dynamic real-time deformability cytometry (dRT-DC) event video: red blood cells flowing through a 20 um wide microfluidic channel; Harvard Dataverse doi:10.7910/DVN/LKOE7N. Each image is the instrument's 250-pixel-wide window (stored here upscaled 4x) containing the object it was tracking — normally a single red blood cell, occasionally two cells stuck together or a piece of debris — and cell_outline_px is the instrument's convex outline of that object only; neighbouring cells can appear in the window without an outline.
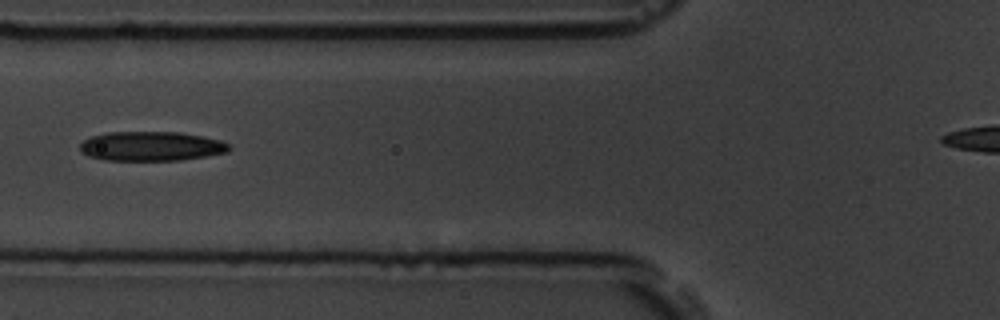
{"species": "common noctule bat (a hibernating species)", "species_latin": "Nyctalus noctula", "temperature_condition": "room temperature", "stored_images_in_passage": 9, "camera_frame_rate_fps": 3000, "um_per_image_px": 0.085, "animal": {"sex": "male", "body_mass_g": 19.5, "forearm_length_mm": 54.6}, "frame": {"image": 1, "passage_image": 6, "time_ms": 5.667, "image_size_px": [1000, 320], "cell_outline_px": [[232, 148], [228, 152], [180, 160], [104, 160], [88, 156], [80, 152], [80, 144], [84, 140], [92, 136], [108, 132], [176, 132], [200, 136], [220, 140], [228, 144]], "centroid_in_image_um": [12.82, 12.43], "position_along_channel_um": 113.0, "area_um2": 25.43}}
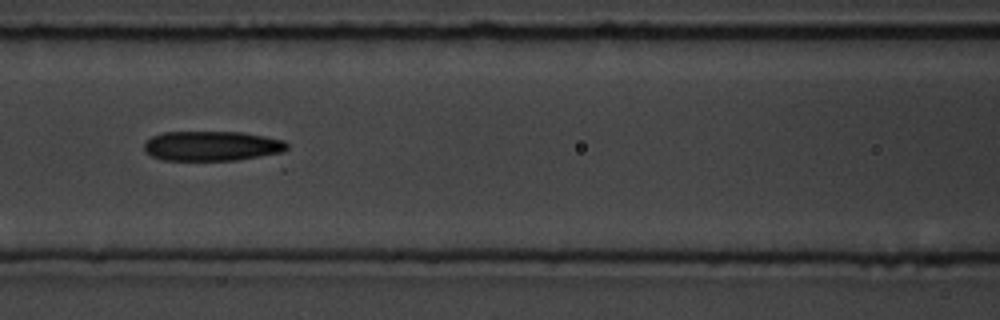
{"frame": {"image": 2, "passage_image": 7, "time_ms": 6.667, "image_size_px": [1000, 320], "cell_outline_px": [[288, 148], [276, 156], [236, 160], [164, 160], [152, 156], [144, 148], [144, 140], [152, 136], [164, 132], [244, 132], [284, 140], [288, 144]], "centroid_in_image_um": [18.09, 12.41], "position_along_channel_um": 148.5, "area_um2": 25.26}}
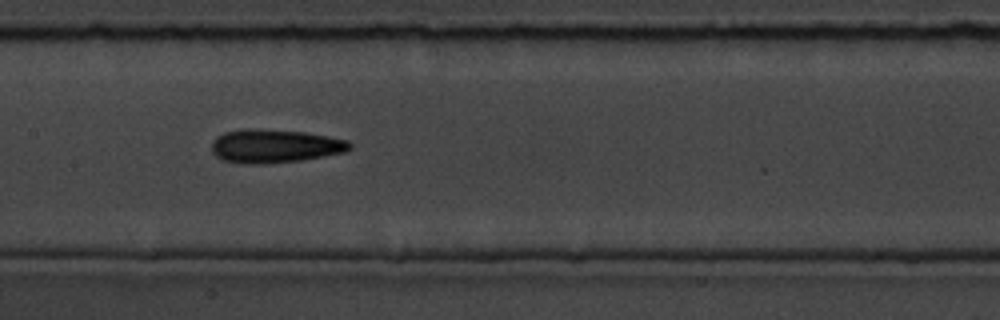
{"frame": {"image": 3, "passage_image": 8, "time_ms": 7.667, "image_size_px": [1000, 320], "cell_outline_px": [[352, 148], [344, 152], [324, 156], [300, 160], [264, 164], [244, 164], [224, 160], [216, 156], [212, 152], [212, 140], [216, 136], [224, 132], [244, 128], [248, 128], [304, 132], [328, 136], [348, 140], [352, 144]], "centroid_in_image_um": [23.34, 12.41], "position_along_channel_um": 184.1, "area_um2": 27.05}}